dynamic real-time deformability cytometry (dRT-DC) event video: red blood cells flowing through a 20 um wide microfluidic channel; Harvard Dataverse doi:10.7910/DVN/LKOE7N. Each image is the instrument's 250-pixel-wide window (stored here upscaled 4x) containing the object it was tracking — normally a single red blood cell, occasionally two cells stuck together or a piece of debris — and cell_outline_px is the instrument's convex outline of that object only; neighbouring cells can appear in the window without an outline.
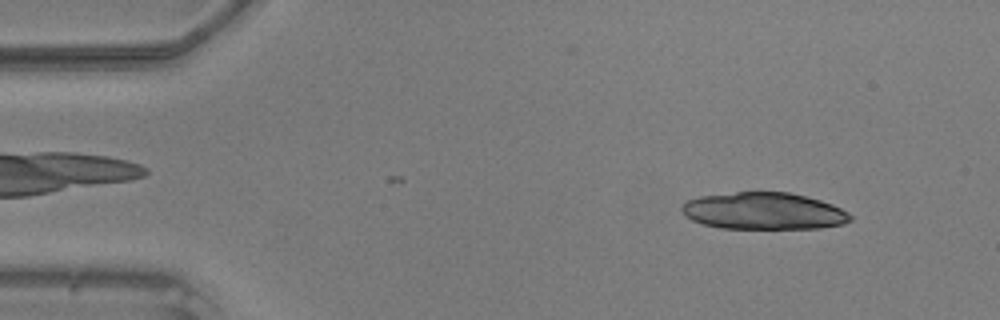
{"species": "common noctule bat (a hibernating species)", "species_latin": "Nyctalus noctula", "temperature_condition": "warm", "stored_images_in_passage": 29, "camera_frame_rate_fps": 3000, "um_per_image_px": 0.085, "animal": {"sex": "male", "body_mass_g": 20.5, "forearm_length_mm": 52.5}, "frame": {"image": 1, "passage_image": 4, "time_ms": 1.0, "image_size_px": [1000, 320], "cell_outline_px": [[852, 220], [844, 224], [820, 228], [720, 228], [704, 224], [692, 220], [684, 216], [680, 208], [688, 200], [700, 196], [736, 192], [788, 192], [820, 200], [832, 204], [848, 212], [852, 216]], "centroid_in_image_um": [64.92, 17.94], "position_along_channel_um": 20.1, "area_um2": 36.24}}
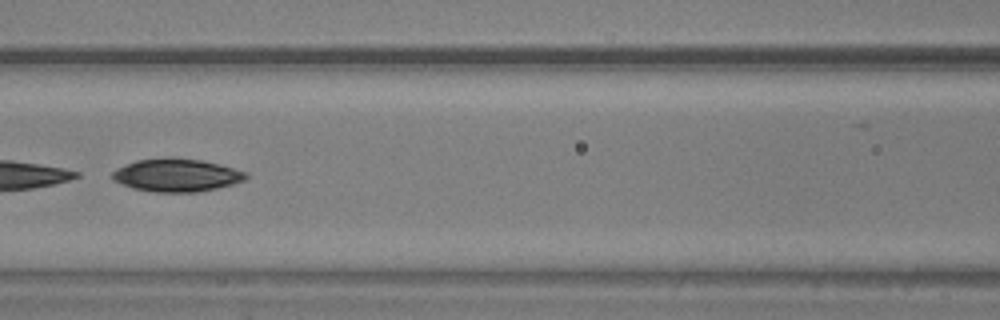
{"frame": {"image": 2, "passage_image": 20, "time_ms": 6.333, "image_size_px": [1000, 320], "cell_outline_px": [[248, 176], [244, 180], [232, 184], [216, 188], [196, 192], [156, 192], [132, 188], [112, 180], [112, 172], [116, 168], [136, 160], [172, 156], [200, 160], [220, 164], [248, 172]], "centroid_in_image_um": [15.0, 14.87], "position_along_channel_um": 151.6, "area_um2": 25.84}}